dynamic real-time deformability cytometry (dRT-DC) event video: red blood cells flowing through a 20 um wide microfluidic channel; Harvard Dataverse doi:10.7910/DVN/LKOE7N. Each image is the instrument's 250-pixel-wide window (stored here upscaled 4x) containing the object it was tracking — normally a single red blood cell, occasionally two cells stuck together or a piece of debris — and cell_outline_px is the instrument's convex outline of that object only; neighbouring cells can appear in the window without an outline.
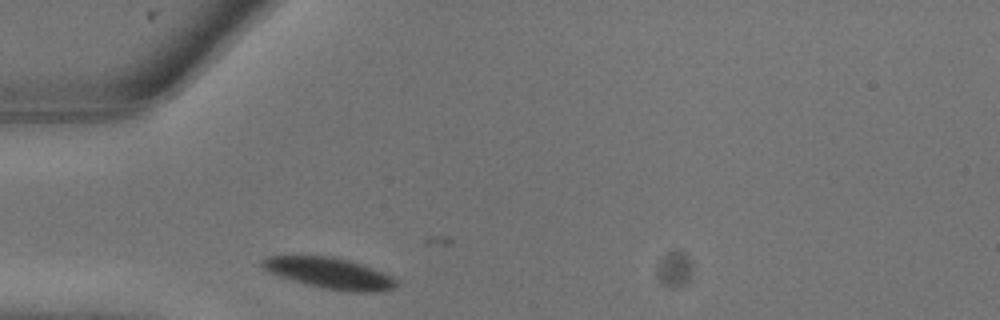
{"species": "common noctule bat (a hibernating species)", "species_latin": "Nyctalus noctula", "temperature_condition": "warm", "stored_images_in_passage": 13, "camera_frame_rate_fps": 3000, "um_per_image_px": 0.085, "animal": {"sex": "male", "body_mass_g": 13.3}, "frame": {"image": 1, "passage_image": 1, "time_ms": 0.0, "image_size_px": [1000, 320], "cell_outline_px": [[396, 284], [392, 288], [380, 292], [348, 292], [324, 288], [308, 284], [268, 272], [260, 264], [260, 260], [264, 256], [332, 256], [348, 260], [384, 272], [392, 276], [396, 280]], "centroid_in_image_um": [28.01, 23.21], "position_along_channel_um": 57.0, "area_um2": 23.99}}
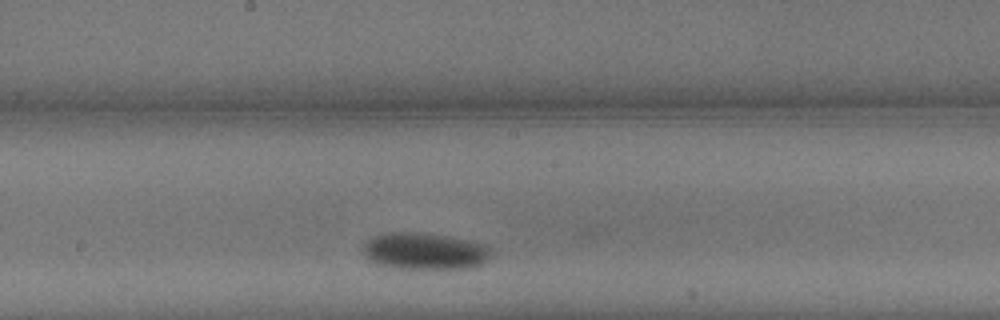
{"frame": {"image": 2, "passage_image": 7, "time_ms": 2.0, "image_size_px": [1000, 320], "cell_outline_px": [[492, 256], [480, 264], [472, 268], [396, 268], [376, 264], [368, 260], [360, 248], [372, 236], [384, 232], [416, 232], [448, 236], [472, 240], [484, 244], [492, 248]], "centroid_in_image_um": [36.08, 21.33], "position_along_channel_um": 212.1, "area_um2": 27.86}}
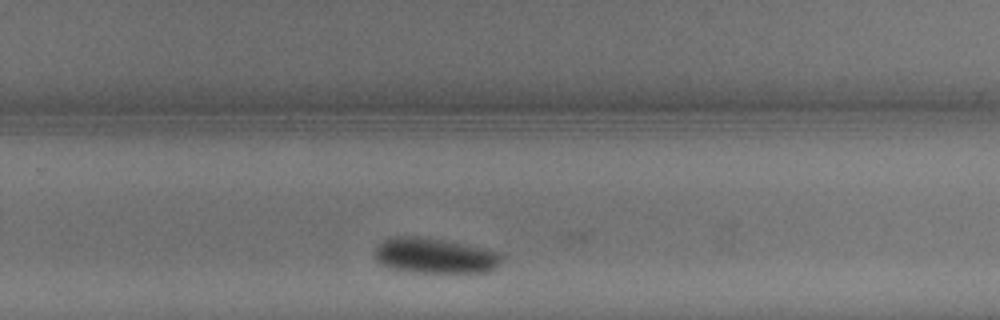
{"frame": {"image": 3, "passage_image": 10, "time_ms": 3.0, "image_size_px": [1000, 320], "cell_outline_px": [[500, 264], [496, 268], [488, 272], [416, 272], [388, 268], [380, 264], [376, 260], [376, 248], [384, 240], [396, 236], [416, 236], [444, 240], [484, 248], [500, 252]], "centroid_in_image_um": [36.96, 21.74], "position_along_channel_um": 292.8, "area_um2": 25.95}}